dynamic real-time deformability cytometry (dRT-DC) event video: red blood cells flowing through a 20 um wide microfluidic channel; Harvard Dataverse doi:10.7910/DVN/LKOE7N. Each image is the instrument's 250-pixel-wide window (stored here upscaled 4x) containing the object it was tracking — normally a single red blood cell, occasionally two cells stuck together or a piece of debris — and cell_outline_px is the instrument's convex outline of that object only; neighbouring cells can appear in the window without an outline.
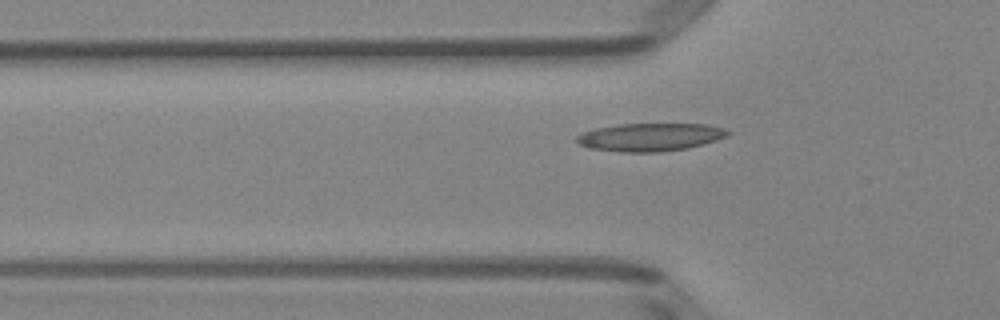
{"species": "Egyptian fruit bat (a non-hibernating species)", "species_latin": "Rousettus aegyptiacus", "temperature_condition": "room temperature", "stored_images_in_passage": 46, "camera_frame_rate_fps": 3000, "um_per_image_px": 0.085, "animal": {"sex": "female"}, "frame": {"image": 1, "passage_image": 17, "time_ms": 5.333, "image_size_px": [1000, 320], "cell_outline_px": [[732, 132], [728, 136], [716, 140], [688, 148], [660, 152], [620, 152], [588, 148], [580, 144], [576, 140], [576, 136], [584, 132], [596, 128], [620, 124], [708, 124]], "centroid_in_image_um": [55.26, 11.66], "position_along_channel_um": 70.5, "area_um2": 24.57}}
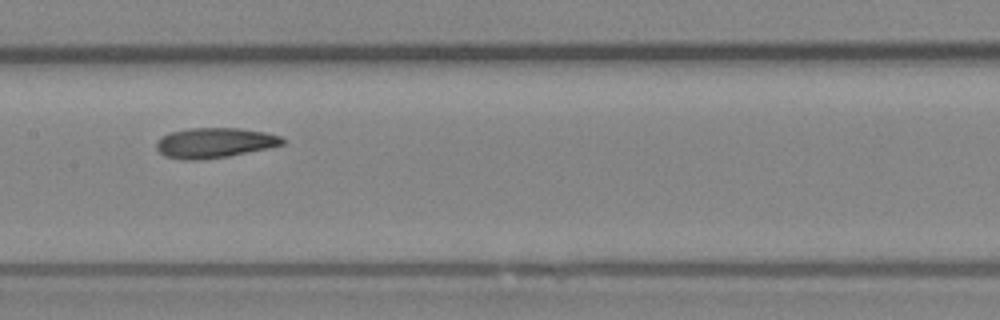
{"frame": {"image": 2, "passage_image": 26, "time_ms": 8.333, "image_size_px": [1000, 320], "cell_outline_px": [[284, 144], [268, 148], [228, 156], [196, 160], [180, 160], [164, 156], [156, 148], [156, 140], [168, 132], [188, 128], [240, 128], [264, 132], [280, 136], [284, 140]], "centroid_in_image_um": [18.18, 12.13], "position_along_channel_um": 189.2, "area_um2": 22.2}}
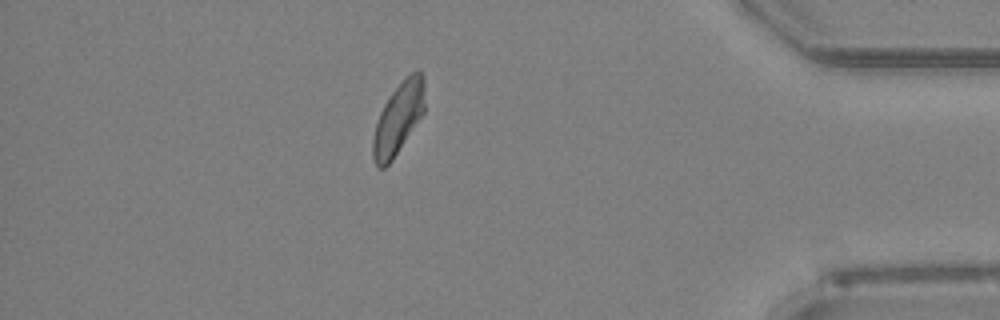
{"frame": {"image": 3, "passage_image": 45, "time_ms": 14.667, "image_size_px": [1000, 320], "cell_outline_px": [[424, 112], [392, 160], [384, 168], [376, 168], [372, 156], [372, 140], [376, 124], [380, 112], [384, 104], [392, 92], [404, 76], [420, 68], [424, 76]], "centroid_in_image_um": [33.85, 10.03], "position_along_channel_um": 401.3, "area_um2": 21.62}}